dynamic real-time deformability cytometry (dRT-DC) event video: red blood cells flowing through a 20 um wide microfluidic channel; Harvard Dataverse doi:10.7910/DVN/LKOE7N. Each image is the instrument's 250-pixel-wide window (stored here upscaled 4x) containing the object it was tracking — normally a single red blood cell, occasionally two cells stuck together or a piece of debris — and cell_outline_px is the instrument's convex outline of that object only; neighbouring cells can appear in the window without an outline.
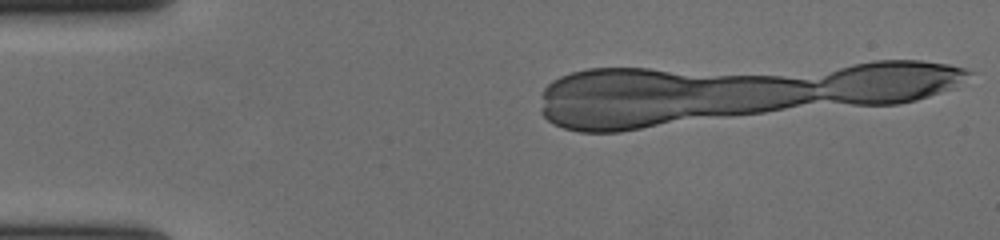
{"species": "human", "species_latin": "Homo sapiens", "temperature_condition": "cold", "stored_images_in_passage": 3, "segment_of_instrument_passage": [2, 3], "camera_frame_rate_fps": 3000, "um_per_image_px": 0.085, "donor": {"sex": "female"}, "frame": {"image": 1, "passage_image": 2, "time_ms": 0.333, "image_size_px": [1000, 240], "cell_outline_px": [[816, 96], [792, 104], [776, 108], [752, 112], [688, 112], [560, 80], [568, 76], [580, 72], [604, 68], [636, 68], [764, 76], [796, 80], [812, 84]], "centroid_in_image_um": [59.24, 7.57], "position_along_channel_um": 25.8, "area_um2": 53.75}}